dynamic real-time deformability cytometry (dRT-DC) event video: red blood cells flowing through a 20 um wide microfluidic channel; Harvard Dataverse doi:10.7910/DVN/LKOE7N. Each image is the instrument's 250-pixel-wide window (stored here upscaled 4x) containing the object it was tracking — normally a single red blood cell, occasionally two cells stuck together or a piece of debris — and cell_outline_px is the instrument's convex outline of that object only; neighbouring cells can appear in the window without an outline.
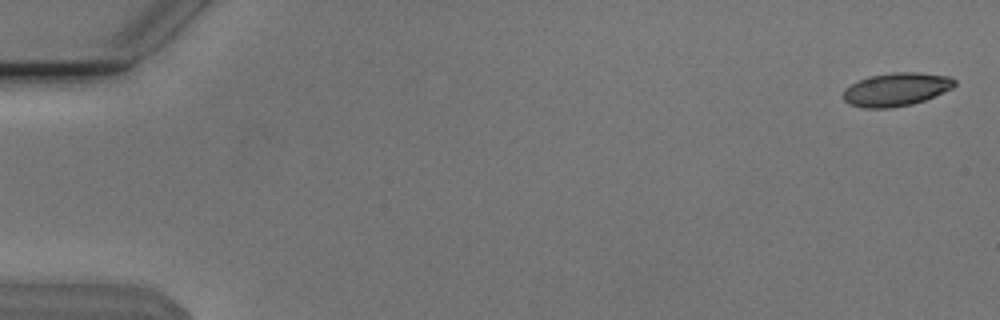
{"species": "Egyptian fruit bat (a non-hibernating species)", "species_latin": "Rousettus aegyptiacus", "temperature_condition": "cold", "stored_images_in_passage": 55, "camera_frame_rate_fps": 3000, "um_per_image_px": 0.085, "animal": {"sex": "male"}, "frame": {"image": 1, "passage_image": 2, "time_ms": 0.333, "image_size_px": [1000, 320], "cell_outline_px": [[956, 84], [952, 88], [924, 100], [912, 104], [888, 108], [864, 108], [848, 104], [844, 100], [844, 88], [868, 76], [892, 72], [920, 72], [948, 76], [956, 80]], "centroid_in_image_um": [76.17, 7.59], "position_along_channel_um": 8.8, "area_um2": 21.56}}
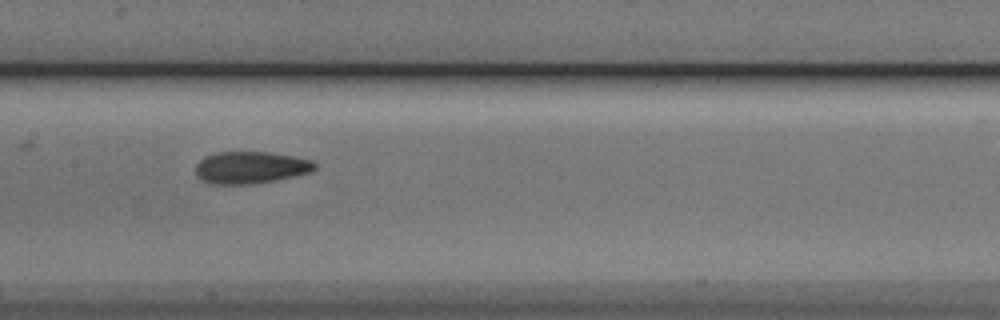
{"frame": {"image": 2, "passage_image": 28, "time_ms": 9.0, "image_size_px": [1000, 320], "cell_outline_px": [[316, 168], [308, 172], [276, 180], [252, 184], [208, 184], [200, 180], [196, 176], [196, 164], [204, 156], [216, 152], [268, 152], [296, 156], [312, 160], [316, 164]], "centroid_in_image_um": [21.25, 14.24], "position_along_channel_um": 186.1, "area_um2": 22.43}}
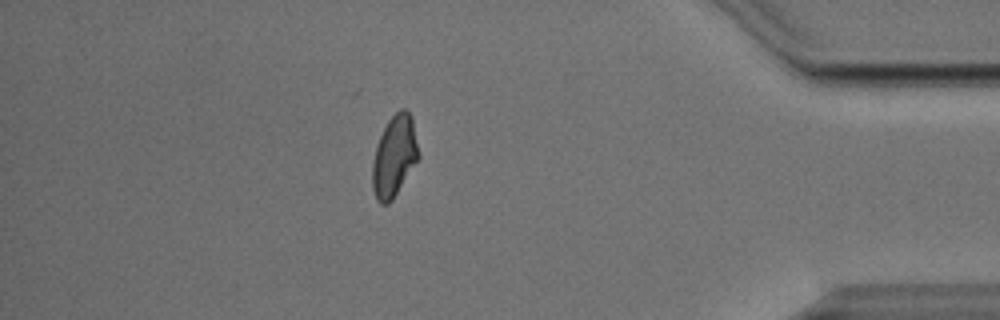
{"frame": {"image": 3, "passage_image": 48, "time_ms": 15.667, "image_size_px": [1000, 320], "cell_outline_px": [[420, 156], [392, 200], [388, 204], [380, 204], [376, 200], [372, 188], [372, 164], [376, 148], [380, 136], [388, 120], [400, 108], [404, 108], [412, 116], [420, 152]], "centroid_in_image_um": [33.52, 13.28], "position_along_channel_um": 401.7, "area_um2": 21.85}, "authors_computed_cell_mechanics": {"area_um2": 21.8484, "velocity_mm_per_s": 3.8084, "shape_relaxation_time_tau1_ms": null, "shape_relaxation_time_tau2_ms": 1.4274, "deformation_change_tau1": null, "deformation_change_tau2": 0.0722}}